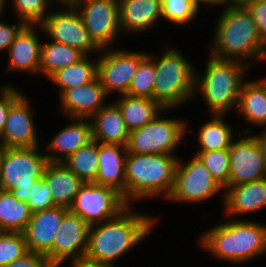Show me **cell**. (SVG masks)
Here are the masks:
<instances>
[{"label": "cell", "mask_w": 266, "mask_h": 267, "mask_svg": "<svg viewBox=\"0 0 266 267\" xmlns=\"http://www.w3.org/2000/svg\"><path fill=\"white\" fill-rule=\"evenodd\" d=\"M206 56L203 71L196 68L193 102L201 100L206 113L234 114L241 87L252 69L236 60L218 59L208 53Z\"/></svg>", "instance_id": "obj_4"}, {"label": "cell", "mask_w": 266, "mask_h": 267, "mask_svg": "<svg viewBox=\"0 0 266 267\" xmlns=\"http://www.w3.org/2000/svg\"><path fill=\"white\" fill-rule=\"evenodd\" d=\"M221 209V216L231 219H251L249 214L252 216L266 209V177L226 187Z\"/></svg>", "instance_id": "obj_20"}, {"label": "cell", "mask_w": 266, "mask_h": 267, "mask_svg": "<svg viewBox=\"0 0 266 267\" xmlns=\"http://www.w3.org/2000/svg\"><path fill=\"white\" fill-rule=\"evenodd\" d=\"M5 148H6L5 145L3 144L2 140L0 139V161L2 159Z\"/></svg>", "instance_id": "obj_48"}, {"label": "cell", "mask_w": 266, "mask_h": 267, "mask_svg": "<svg viewBox=\"0 0 266 267\" xmlns=\"http://www.w3.org/2000/svg\"><path fill=\"white\" fill-rule=\"evenodd\" d=\"M7 0H0V17L6 16L5 13H7Z\"/></svg>", "instance_id": "obj_47"}, {"label": "cell", "mask_w": 266, "mask_h": 267, "mask_svg": "<svg viewBox=\"0 0 266 267\" xmlns=\"http://www.w3.org/2000/svg\"><path fill=\"white\" fill-rule=\"evenodd\" d=\"M222 217V221L197 234V247L210 259L239 267L266 256V222Z\"/></svg>", "instance_id": "obj_2"}, {"label": "cell", "mask_w": 266, "mask_h": 267, "mask_svg": "<svg viewBox=\"0 0 266 267\" xmlns=\"http://www.w3.org/2000/svg\"><path fill=\"white\" fill-rule=\"evenodd\" d=\"M89 120L92 125V137L95 141L126 146L130 131L119 107L113 101H109Z\"/></svg>", "instance_id": "obj_26"}, {"label": "cell", "mask_w": 266, "mask_h": 267, "mask_svg": "<svg viewBox=\"0 0 266 267\" xmlns=\"http://www.w3.org/2000/svg\"><path fill=\"white\" fill-rule=\"evenodd\" d=\"M84 55L70 46L48 40L45 36L41 48L40 76L49 79L55 72L79 61Z\"/></svg>", "instance_id": "obj_30"}, {"label": "cell", "mask_w": 266, "mask_h": 267, "mask_svg": "<svg viewBox=\"0 0 266 267\" xmlns=\"http://www.w3.org/2000/svg\"><path fill=\"white\" fill-rule=\"evenodd\" d=\"M178 158L177 154L127 153L126 203L137 206L144 200L148 202L157 198L166 202L174 187Z\"/></svg>", "instance_id": "obj_5"}, {"label": "cell", "mask_w": 266, "mask_h": 267, "mask_svg": "<svg viewBox=\"0 0 266 267\" xmlns=\"http://www.w3.org/2000/svg\"><path fill=\"white\" fill-rule=\"evenodd\" d=\"M119 23L123 38L149 34L163 24L162 0H119Z\"/></svg>", "instance_id": "obj_19"}, {"label": "cell", "mask_w": 266, "mask_h": 267, "mask_svg": "<svg viewBox=\"0 0 266 267\" xmlns=\"http://www.w3.org/2000/svg\"><path fill=\"white\" fill-rule=\"evenodd\" d=\"M27 94L24 92L10 107L4 130L0 134L6 148H31L42 146L44 142L36 120L37 111Z\"/></svg>", "instance_id": "obj_14"}, {"label": "cell", "mask_w": 266, "mask_h": 267, "mask_svg": "<svg viewBox=\"0 0 266 267\" xmlns=\"http://www.w3.org/2000/svg\"><path fill=\"white\" fill-rule=\"evenodd\" d=\"M219 10L211 27L213 35L207 53L218 59L242 62L252 70L263 60L265 63L266 43L247 7L239 2Z\"/></svg>", "instance_id": "obj_3"}, {"label": "cell", "mask_w": 266, "mask_h": 267, "mask_svg": "<svg viewBox=\"0 0 266 267\" xmlns=\"http://www.w3.org/2000/svg\"><path fill=\"white\" fill-rule=\"evenodd\" d=\"M57 98V101L59 100L57 111L66 120L69 117L90 119L112 100L106 94L98 77L87 84L63 91Z\"/></svg>", "instance_id": "obj_18"}, {"label": "cell", "mask_w": 266, "mask_h": 267, "mask_svg": "<svg viewBox=\"0 0 266 267\" xmlns=\"http://www.w3.org/2000/svg\"><path fill=\"white\" fill-rule=\"evenodd\" d=\"M47 163L42 146L5 148L0 161V189L27 203L30 186L43 177Z\"/></svg>", "instance_id": "obj_8"}, {"label": "cell", "mask_w": 266, "mask_h": 267, "mask_svg": "<svg viewBox=\"0 0 266 267\" xmlns=\"http://www.w3.org/2000/svg\"><path fill=\"white\" fill-rule=\"evenodd\" d=\"M42 179L51 193L54 205L68 209L84 183L63 162H48Z\"/></svg>", "instance_id": "obj_27"}, {"label": "cell", "mask_w": 266, "mask_h": 267, "mask_svg": "<svg viewBox=\"0 0 266 267\" xmlns=\"http://www.w3.org/2000/svg\"><path fill=\"white\" fill-rule=\"evenodd\" d=\"M75 8L100 49L117 47L118 41L125 39L119 23V0H82Z\"/></svg>", "instance_id": "obj_13"}, {"label": "cell", "mask_w": 266, "mask_h": 267, "mask_svg": "<svg viewBox=\"0 0 266 267\" xmlns=\"http://www.w3.org/2000/svg\"><path fill=\"white\" fill-rule=\"evenodd\" d=\"M139 206L129 205L117 217L91 225L84 258L117 267L120 260L138 249L161 226L160 214L147 213Z\"/></svg>", "instance_id": "obj_1"}, {"label": "cell", "mask_w": 266, "mask_h": 267, "mask_svg": "<svg viewBox=\"0 0 266 267\" xmlns=\"http://www.w3.org/2000/svg\"><path fill=\"white\" fill-rule=\"evenodd\" d=\"M31 215L28 203L0 189V231L23 232Z\"/></svg>", "instance_id": "obj_31"}, {"label": "cell", "mask_w": 266, "mask_h": 267, "mask_svg": "<svg viewBox=\"0 0 266 267\" xmlns=\"http://www.w3.org/2000/svg\"><path fill=\"white\" fill-rule=\"evenodd\" d=\"M90 225L80 216L70 212L64 214L52 244V264L62 267L69 261L85 257Z\"/></svg>", "instance_id": "obj_17"}, {"label": "cell", "mask_w": 266, "mask_h": 267, "mask_svg": "<svg viewBox=\"0 0 266 267\" xmlns=\"http://www.w3.org/2000/svg\"><path fill=\"white\" fill-rule=\"evenodd\" d=\"M67 263V267H111L105 264H100L98 262L89 261L85 258L73 260ZM62 267H66V265Z\"/></svg>", "instance_id": "obj_44"}, {"label": "cell", "mask_w": 266, "mask_h": 267, "mask_svg": "<svg viewBox=\"0 0 266 267\" xmlns=\"http://www.w3.org/2000/svg\"><path fill=\"white\" fill-rule=\"evenodd\" d=\"M44 36L65 44L83 55H98L101 49L92 41L75 7H54L40 24Z\"/></svg>", "instance_id": "obj_12"}, {"label": "cell", "mask_w": 266, "mask_h": 267, "mask_svg": "<svg viewBox=\"0 0 266 267\" xmlns=\"http://www.w3.org/2000/svg\"><path fill=\"white\" fill-rule=\"evenodd\" d=\"M4 267H55L50 260L41 254L28 252Z\"/></svg>", "instance_id": "obj_42"}, {"label": "cell", "mask_w": 266, "mask_h": 267, "mask_svg": "<svg viewBox=\"0 0 266 267\" xmlns=\"http://www.w3.org/2000/svg\"><path fill=\"white\" fill-rule=\"evenodd\" d=\"M7 3L15 21L26 25H40L54 8L51 0H7Z\"/></svg>", "instance_id": "obj_34"}, {"label": "cell", "mask_w": 266, "mask_h": 267, "mask_svg": "<svg viewBox=\"0 0 266 267\" xmlns=\"http://www.w3.org/2000/svg\"><path fill=\"white\" fill-rule=\"evenodd\" d=\"M126 146L98 142V173L96 184L110 187L119 192L126 202L125 163Z\"/></svg>", "instance_id": "obj_25"}, {"label": "cell", "mask_w": 266, "mask_h": 267, "mask_svg": "<svg viewBox=\"0 0 266 267\" xmlns=\"http://www.w3.org/2000/svg\"><path fill=\"white\" fill-rule=\"evenodd\" d=\"M93 56L84 55L76 63L55 72L47 79L57 90L56 95L59 96L67 89L87 84L97 77L98 55Z\"/></svg>", "instance_id": "obj_29"}, {"label": "cell", "mask_w": 266, "mask_h": 267, "mask_svg": "<svg viewBox=\"0 0 266 267\" xmlns=\"http://www.w3.org/2000/svg\"><path fill=\"white\" fill-rule=\"evenodd\" d=\"M174 110L177 112L176 109H164L150 123L130 131L126 144L127 153L178 154L180 147H184L189 138L187 118L168 116Z\"/></svg>", "instance_id": "obj_7"}, {"label": "cell", "mask_w": 266, "mask_h": 267, "mask_svg": "<svg viewBox=\"0 0 266 267\" xmlns=\"http://www.w3.org/2000/svg\"><path fill=\"white\" fill-rule=\"evenodd\" d=\"M169 41V42H168ZM171 40H164L160 53H154L156 77L153 100L164 109L191 106L195 94L196 65ZM167 42V43H166ZM189 58V59H188Z\"/></svg>", "instance_id": "obj_6"}, {"label": "cell", "mask_w": 266, "mask_h": 267, "mask_svg": "<svg viewBox=\"0 0 266 267\" xmlns=\"http://www.w3.org/2000/svg\"><path fill=\"white\" fill-rule=\"evenodd\" d=\"M229 155V186H236L266 177L262 150L253 133L241 132L232 142Z\"/></svg>", "instance_id": "obj_15"}, {"label": "cell", "mask_w": 266, "mask_h": 267, "mask_svg": "<svg viewBox=\"0 0 266 267\" xmlns=\"http://www.w3.org/2000/svg\"><path fill=\"white\" fill-rule=\"evenodd\" d=\"M235 115L245 121L243 133H253L255 128L266 129V80L263 75L255 80L248 77L244 81Z\"/></svg>", "instance_id": "obj_24"}, {"label": "cell", "mask_w": 266, "mask_h": 267, "mask_svg": "<svg viewBox=\"0 0 266 267\" xmlns=\"http://www.w3.org/2000/svg\"><path fill=\"white\" fill-rule=\"evenodd\" d=\"M189 159L179 155L175 182L171 195L166 200L180 205L194 204L203 205L218 197L223 205L224 188L211 176L202 161L195 155L190 154ZM216 196V197H215Z\"/></svg>", "instance_id": "obj_9"}, {"label": "cell", "mask_w": 266, "mask_h": 267, "mask_svg": "<svg viewBox=\"0 0 266 267\" xmlns=\"http://www.w3.org/2000/svg\"><path fill=\"white\" fill-rule=\"evenodd\" d=\"M147 54V49L130 50L120 47V44L117 48L101 49L98 54L97 77L110 98L114 93L116 97L127 94L139 64Z\"/></svg>", "instance_id": "obj_10"}, {"label": "cell", "mask_w": 266, "mask_h": 267, "mask_svg": "<svg viewBox=\"0 0 266 267\" xmlns=\"http://www.w3.org/2000/svg\"><path fill=\"white\" fill-rule=\"evenodd\" d=\"M251 12L262 40L266 43V0H243Z\"/></svg>", "instance_id": "obj_41"}, {"label": "cell", "mask_w": 266, "mask_h": 267, "mask_svg": "<svg viewBox=\"0 0 266 267\" xmlns=\"http://www.w3.org/2000/svg\"><path fill=\"white\" fill-rule=\"evenodd\" d=\"M63 163L83 182H95L98 173V142L94 139L80 147Z\"/></svg>", "instance_id": "obj_32"}, {"label": "cell", "mask_w": 266, "mask_h": 267, "mask_svg": "<svg viewBox=\"0 0 266 267\" xmlns=\"http://www.w3.org/2000/svg\"><path fill=\"white\" fill-rule=\"evenodd\" d=\"M128 206L115 189L84 182L68 210L91 226L117 217Z\"/></svg>", "instance_id": "obj_11"}, {"label": "cell", "mask_w": 266, "mask_h": 267, "mask_svg": "<svg viewBox=\"0 0 266 267\" xmlns=\"http://www.w3.org/2000/svg\"><path fill=\"white\" fill-rule=\"evenodd\" d=\"M68 119L67 124L60 127L61 129L42 145L48 162H63L80 147L93 140L89 119L73 117Z\"/></svg>", "instance_id": "obj_22"}, {"label": "cell", "mask_w": 266, "mask_h": 267, "mask_svg": "<svg viewBox=\"0 0 266 267\" xmlns=\"http://www.w3.org/2000/svg\"><path fill=\"white\" fill-rule=\"evenodd\" d=\"M42 35H41V33ZM43 29L40 25H26L16 36L6 52L4 74L27 73L37 77L40 75L41 48Z\"/></svg>", "instance_id": "obj_16"}, {"label": "cell", "mask_w": 266, "mask_h": 267, "mask_svg": "<svg viewBox=\"0 0 266 267\" xmlns=\"http://www.w3.org/2000/svg\"><path fill=\"white\" fill-rule=\"evenodd\" d=\"M194 2L200 8V10L204 11L205 13L207 10L211 12V10L214 11V8L216 10L220 8L222 9L223 7L237 4L240 1L239 0H194Z\"/></svg>", "instance_id": "obj_43"}, {"label": "cell", "mask_w": 266, "mask_h": 267, "mask_svg": "<svg viewBox=\"0 0 266 267\" xmlns=\"http://www.w3.org/2000/svg\"><path fill=\"white\" fill-rule=\"evenodd\" d=\"M30 187L27 203L32 213L55 207L51 193L42 178L34 181Z\"/></svg>", "instance_id": "obj_38"}, {"label": "cell", "mask_w": 266, "mask_h": 267, "mask_svg": "<svg viewBox=\"0 0 266 267\" xmlns=\"http://www.w3.org/2000/svg\"><path fill=\"white\" fill-rule=\"evenodd\" d=\"M113 102L119 107L124 122L129 131L141 128L157 117L164 108L155 100L144 97L120 95Z\"/></svg>", "instance_id": "obj_28"}, {"label": "cell", "mask_w": 266, "mask_h": 267, "mask_svg": "<svg viewBox=\"0 0 266 267\" xmlns=\"http://www.w3.org/2000/svg\"><path fill=\"white\" fill-rule=\"evenodd\" d=\"M156 77L154 52L150 51L141 60L127 94L133 97L153 99V88Z\"/></svg>", "instance_id": "obj_35"}, {"label": "cell", "mask_w": 266, "mask_h": 267, "mask_svg": "<svg viewBox=\"0 0 266 267\" xmlns=\"http://www.w3.org/2000/svg\"><path fill=\"white\" fill-rule=\"evenodd\" d=\"M82 0H51L54 7H76Z\"/></svg>", "instance_id": "obj_46"}, {"label": "cell", "mask_w": 266, "mask_h": 267, "mask_svg": "<svg viewBox=\"0 0 266 267\" xmlns=\"http://www.w3.org/2000/svg\"><path fill=\"white\" fill-rule=\"evenodd\" d=\"M227 116L229 117V114H208L207 119L203 120L202 124L197 127L198 129H191L193 125H191L190 119H187V136L190 133L196 134L194 136L196 145L189 142V145L196 147L191 151L229 149L234 139L241 133V130L238 131L235 126L231 125V122L228 123Z\"/></svg>", "instance_id": "obj_23"}, {"label": "cell", "mask_w": 266, "mask_h": 267, "mask_svg": "<svg viewBox=\"0 0 266 267\" xmlns=\"http://www.w3.org/2000/svg\"><path fill=\"white\" fill-rule=\"evenodd\" d=\"M4 17H0V53L2 54H6L16 36L26 26L24 22L19 20L12 24V21L10 22L9 19L6 20Z\"/></svg>", "instance_id": "obj_40"}, {"label": "cell", "mask_w": 266, "mask_h": 267, "mask_svg": "<svg viewBox=\"0 0 266 267\" xmlns=\"http://www.w3.org/2000/svg\"><path fill=\"white\" fill-rule=\"evenodd\" d=\"M200 13L202 14V11L194 0H162L163 23L166 25L168 22L169 27L172 25L175 29L185 26L190 28V25L198 20Z\"/></svg>", "instance_id": "obj_33"}, {"label": "cell", "mask_w": 266, "mask_h": 267, "mask_svg": "<svg viewBox=\"0 0 266 267\" xmlns=\"http://www.w3.org/2000/svg\"><path fill=\"white\" fill-rule=\"evenodd\" d=\"M28 252L23 232L0 231V267L23 257Z\"/></svg>", "instance_id": "obj_37"}, {"label": "cell", "mask_w": 266, "mask_h": 267, "mask_svg": "<svg viewBox=\"0 0 266 267\" xmlns=\"http://www.w3.org/2000/svg\"><path fill=\"white\" fill-rule=\"evenodd\" d=\"M210 172L211 176L225 189L229 186L230 155L229 149L216 151H192Z\"/></svg>", "instance_id": "obj_36"}, {"label": "cell", "mask_w": 266, "mask_h": 267, "mask_svg": "<svg viewBox=\"0 0 266 267\" xmlns=\"http://www.w3.org/2000/svg\"><path fill=\"white\" fill-rule=\"evenodd\" d=\"M253 134L256 136L257 141L261 147L265 169H266V129H261L259 132H253Z\"/></svg>", "instance_id": "obj_45"}, {"label": "cell", "mask_w": 266, "mask_h": 267, "mask_svg": "<svg viewBox=\"0 0 266 267\" xmlns=\"http://www.w3.org/2000/svg\"><path fill=\"white\" fill-rule=\"evenodd\" d=\"M68 208H53L32 213L23 231L29 252L46 256L52 263V244Z\"/></svg>", "instance_id": "obj_21"}, {"label": "cell", "mask_w": 266, "mask_h": 267, "mask_svg": "<svg viewBox=\"0 0 266 267\" xmlns=\"http://www.w3.org/2000/svg\"><path fill=\"white\" fill-rule=\"evenodd\" d=\"M16 86L12 82H2L0 84V134L4 130L11 105L26 92Z\"/></svg>", "instance_id": "obj_39"}]
</instances>
